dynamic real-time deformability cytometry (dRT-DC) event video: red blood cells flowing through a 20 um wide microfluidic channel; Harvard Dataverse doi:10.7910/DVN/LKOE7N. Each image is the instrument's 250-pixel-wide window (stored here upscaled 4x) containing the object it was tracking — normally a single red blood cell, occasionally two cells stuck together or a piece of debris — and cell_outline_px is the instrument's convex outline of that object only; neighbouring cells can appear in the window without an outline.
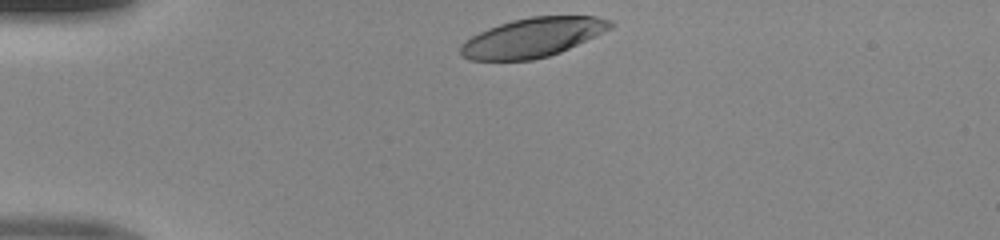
{"species": "human", "species_latin": "Homo sapiens", "temperature_condition": "room temperature", "stored_images_in_passage": 30, "camera_frame_rate_fps": 3000, "um_per_image_px": 0.085, "donor": {"sex": "male"}, "frame": {"image": 1, "passage_image": 1, "time_ms": 0.0, "image_size_px": [1000, 240], "cell_outline_px": [[616, 24], [612, 28], [604, 32], [560, 52], [548, 56], [532, 60], [468, 60], [460, 56], [460, 44], [464, 40], [488, 28], [512, 20], [532, 16], [596, 16], [612, 20]], "centroid_in_image_um": [45.27, 3.18], "position_along_channel_um": 39.7, "area_um2": 34.33}}
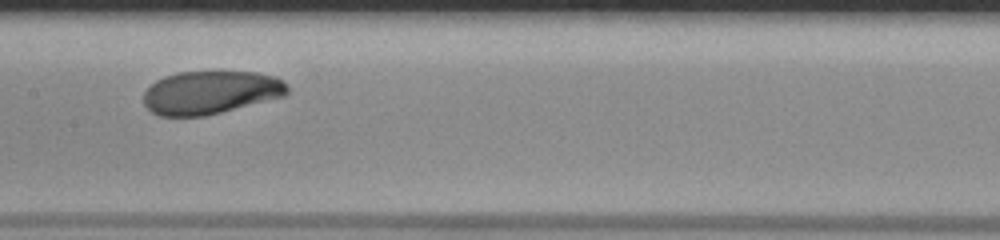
{"frame": {"image": 2, "passage_image": 15, "time_ms": 4.667, "image_size_px": [1000, 240], "cell_outline_px": [[288, 92], [284, 96], [204, 116], [160, 116], [152, 112], [144, 104], [144, 92], [156, 80], [164, 76], [176, 72], [256, 72], [276, 76], [288, 88]], "centroid_in_image_um": [17.86, 7.85], "position_along_channel_um": 189.5, "area_um2": 35.89}}
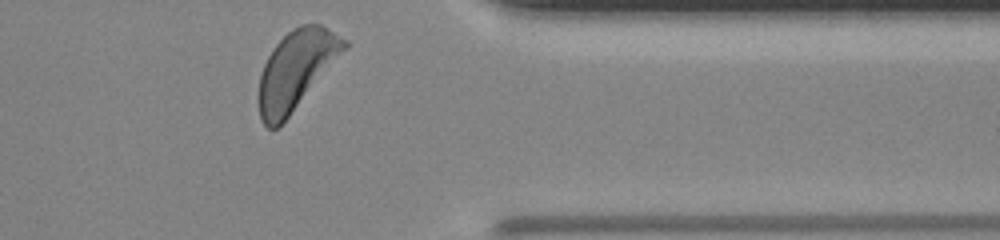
{"frame": {"image": 3, "passage_image": 30, "time_ms": 9.667, "image_size_px": [1000, 240], "cell_outline_px": [[348, 48], [288, 116], [276, 128], [268, 128], [260, 120], [260, 76], [264, 64], [272, 48], [292, 28], [300, 24], [320, 24], [328, 28], [348, 40]], "centroid_in_image_um": [25.21, 5.89], "position_along_channel_um": 386.2, "area_um2": 38.55}}